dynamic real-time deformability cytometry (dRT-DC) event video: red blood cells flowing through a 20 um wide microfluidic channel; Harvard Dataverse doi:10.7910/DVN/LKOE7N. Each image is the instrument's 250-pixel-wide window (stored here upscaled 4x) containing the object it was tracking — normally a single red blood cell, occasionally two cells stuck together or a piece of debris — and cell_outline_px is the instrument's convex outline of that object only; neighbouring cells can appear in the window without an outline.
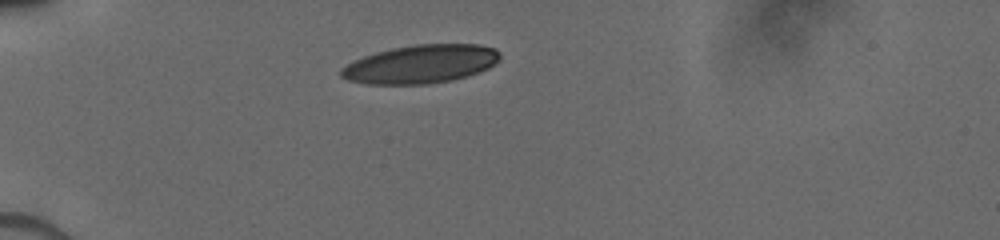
{"species": "human", "species_latin": "Homo sapiens", "temperature_condition": "cold", "stored_images_in_passage": 19, "camera_frame_rate_fps": 3000, "um_per_image_px": 0.085, "donor": {"sex": "male"}, "frame": {"image": 1, "passage_image": 1, "time_ms": 0.0, "image_size_px": [1000, 240], "cell_outline_px": [[500, 60], [496, 64], [480, 72], [468, 76], [452, 80], [428, 84], [368, 84], [348, 80], [340, 76], [340, 68], [352, 60], [376, 52], [392, 48], [416, 44], [480, 44], [496, 48], [500, 52]], "centroid_in_image_um": [35.78, 5.44], "position_along_channel_um": 49.2, "area_um2": 35.95}}
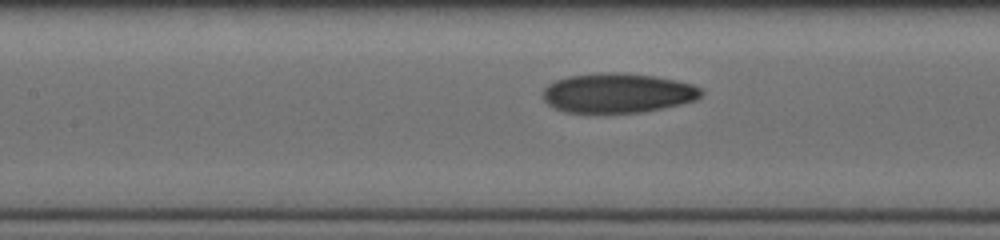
{"frame": {"image": 2, "passage_image": 9, "time_ms": 3.333, "image_size_px": [1000, 240], "cell_outline_px": [[704, 92], [696, 100], [680, 104], [640, 112], [568, 112], [556, 108], [548, 104], [544, 100], [544, 88], [548, 84], [556, 80], [568, 76], [600, 72], [616, 72], [656, 76], [676, 80], [692, 84], [700, 88]], "centroid_in_image_um": [52.51, 7.89], "position_along_channel_um": 154.9, "area_um2": 36.3}}
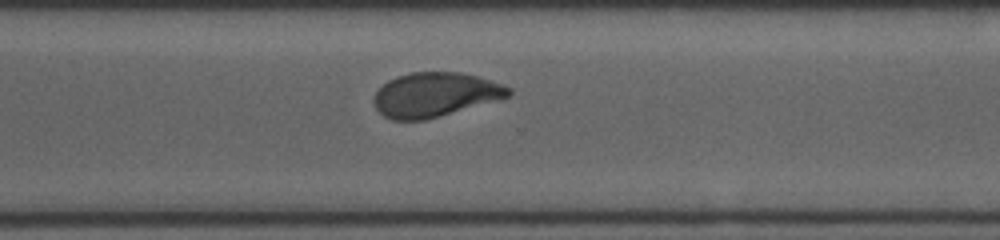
{"frame": {"image": 3, "passage_image": 19, "time_ms": 7.667, "image_size_px": [1000, 240], "cell_outline_px": [[512, 92], [508, 96], [424, 120], [392, 120], [384, 116], [376, 108], [376, 92], [388, 80], [396, 76], [412, 72], [460, 72], [476, 76], [512, 88]], "centroid_in_image_um": [36.95, 8.03], "position_along_channel_um": 333.7, "area_um2": 33.93}}